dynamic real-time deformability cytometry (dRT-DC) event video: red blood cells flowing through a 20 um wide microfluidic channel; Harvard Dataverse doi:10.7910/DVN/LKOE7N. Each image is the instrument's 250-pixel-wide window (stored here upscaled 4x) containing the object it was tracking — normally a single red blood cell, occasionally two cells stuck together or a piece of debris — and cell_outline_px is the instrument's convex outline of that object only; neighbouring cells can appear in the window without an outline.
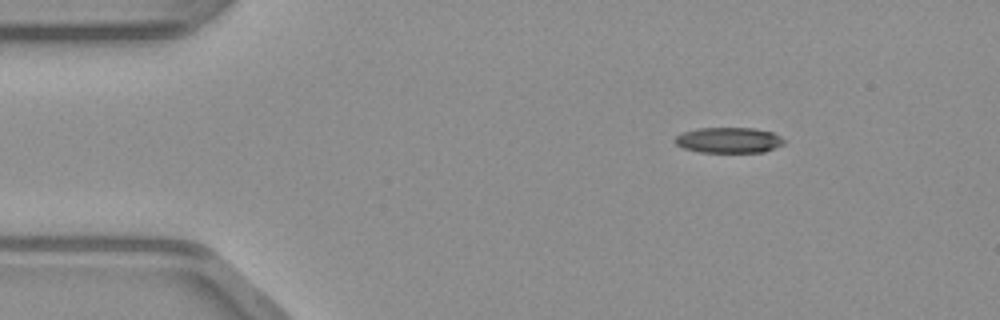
{"species": "common noctule bat (a hibernating species)", "species_latin": "Nyctalus noctula", "temperature_condition": "warm", "stored_images_in_passage": 43, "camera_frame_rate_fps": 3000, "um_per_image_px": 0.085, "animal": {"sex": "male", "body_mass_g": 23.1, "forearm_length_mm": 52.7}, "frame": {"image": 1, "passage_image": 1, "time_ms": 0.0, "image_size_px": [1000, 320], "cell_outline_px": [[784, 144], [764, 152], [704, 152], [684, 148], [676, 144], [676, 136], [684, 132], [696, 128], [756, 128], [772, 132], [780, 136], [784, 140]], "centroid_in_image_um": [61.98, 11.9], "position_along_channel_um": 23.0, "area_um2": 16.13}}
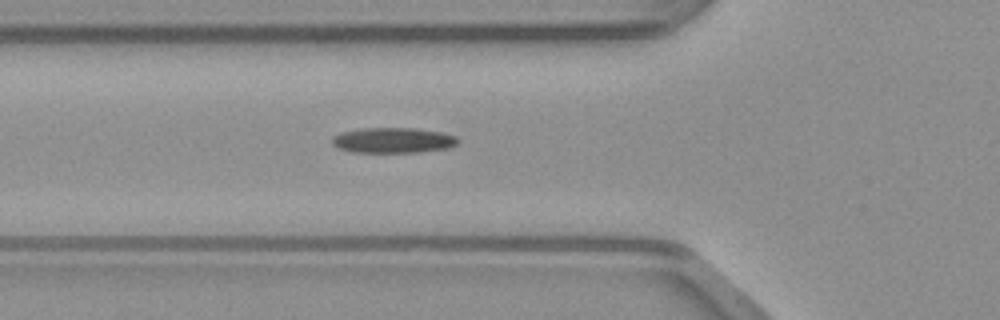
{"frame": {"image": 2, "passage_image": 11, "time_ms": 3.333, "image_size_px": [1000, 320], "cell_outline_px": [[460, 140], [456, 144], [448, 148], [416, 152], [352, 152], [340, 148], [332, 144], [332, 136], [340, 132], [364, 128], [416, 128], [440, 132], [456, 136]], "centroid_in_image_um": [33.4, 11.92], "position_along_channel_um": 92.4, "area_um2": 18.55}}
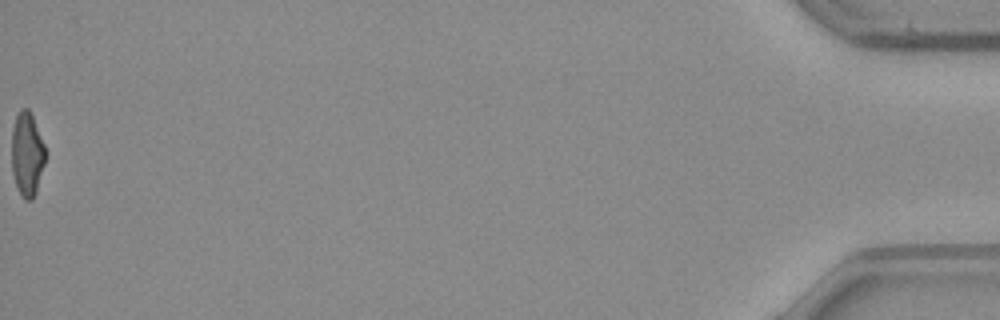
{"frame": {"image": 3, "passage_image": 43, "time_ms": 14.0, "image_size_px": [1000, 320], "cell_outline_px": [[44, 164], [36, 192], [32, 200], [24, 200], [20, 196], [12, 172], [12, 128], [16, 116], [20, 108], [28, 108], [32, 116], [44, 144]], "centroid_in_image_um": [2.28, 13.12], "position_along_channel_um": 432.9, "area_um2": 16.36}}